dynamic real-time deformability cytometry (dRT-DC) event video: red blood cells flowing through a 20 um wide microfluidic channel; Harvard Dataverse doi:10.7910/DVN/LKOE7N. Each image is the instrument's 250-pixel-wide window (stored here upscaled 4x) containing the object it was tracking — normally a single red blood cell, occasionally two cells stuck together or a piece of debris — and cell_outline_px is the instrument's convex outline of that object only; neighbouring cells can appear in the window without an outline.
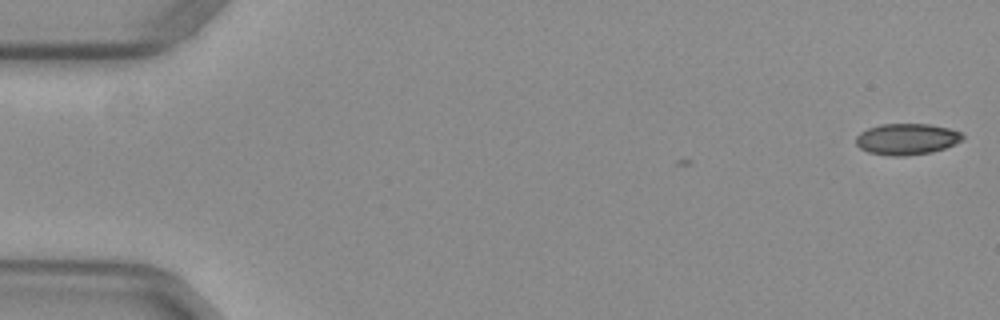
{"species": "common noctule bat (a hibernating species)", "species_latin": "Nyctalus noctula", "temperature_condition": "warm", "stored_images_in_passage": 8, "camera_frame_rate_fps": 3000, "um_per_image_px": 0.085, "animal": {"sex": "female", "body_mass_g": 29.2, "forearm_length_mm": 56.3}, "frame": {"image": 1, "passage_image": 1, "time_ms": 0.0, "image_size_px": [1000, 320], "cell_outline_px": [[964, 136], [960, 140], [944, 148], [932, 152], [904, 156], [888, 156], [868, 152], [860, 148], [856, 144], [856, 136], [860, 132], [868, 128], [880, 124], [928, 124], [948, 128], [960, 132]], "centroid_in_image_um": [77.02, 11.82], "position_along_channel_um": 8.0, "area_um2": 19.31}}